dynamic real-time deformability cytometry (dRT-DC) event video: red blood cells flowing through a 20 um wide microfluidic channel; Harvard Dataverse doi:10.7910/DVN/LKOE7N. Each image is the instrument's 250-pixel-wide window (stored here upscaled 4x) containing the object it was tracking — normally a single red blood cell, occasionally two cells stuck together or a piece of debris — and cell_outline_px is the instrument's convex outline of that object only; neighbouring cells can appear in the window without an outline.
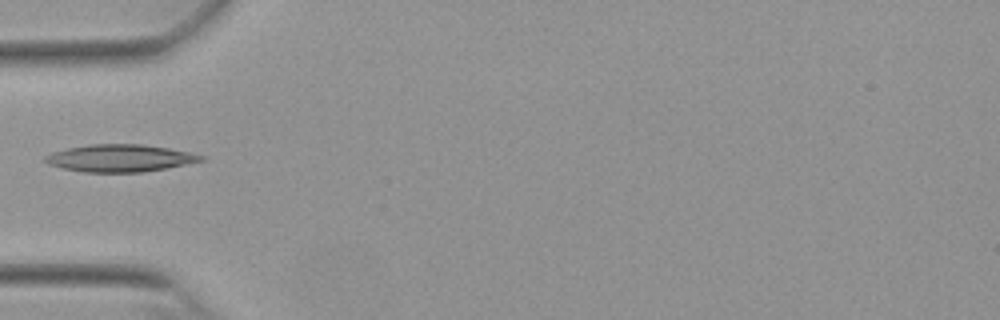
{"species": "Egyptian fruit bat (a non-hibernating species)", "species_latin": "Rousettus aegyptiacus", "temperature_condition": "warm", "stored_images_in_passage": 4, "camera_frame_rate_fps": 3000, "um_per_image_px": 0.085, "animal": {"sex": "female"}, "frame": {"image": 1, "passage_image": 1, "time_ms": 0.0, "image_size_px": [1000, 320], "cell_outline_px": [[208, 160], [168, 168], [140, 172], [84, 172], [60, 168], [48, 164], [44, 160], [44, 156], [52, 152], [68, 148], [88, 144], [140, 144], [168, 148], [208, 156]], "centroid_in_image_um": [10.23, 13.44], "position_along_channel_um": 74.8, "area_um2": 25.03}}